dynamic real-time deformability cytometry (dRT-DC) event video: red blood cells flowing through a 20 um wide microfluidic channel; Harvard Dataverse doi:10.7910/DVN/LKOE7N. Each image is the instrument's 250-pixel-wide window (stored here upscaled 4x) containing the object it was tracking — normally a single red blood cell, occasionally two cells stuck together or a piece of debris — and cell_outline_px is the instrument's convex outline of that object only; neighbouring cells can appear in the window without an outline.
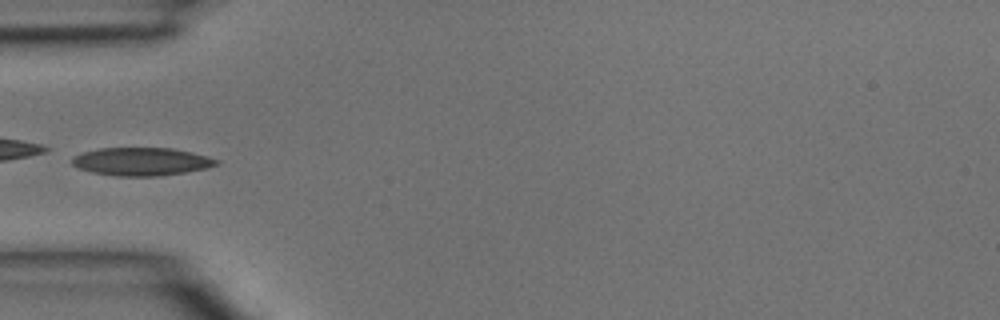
{"species": "common noctule bat (a hibernating species)", "species_latin": "Nyctalus noctula", "temperature_condition": "room temperature", "stored_images_in_passage": 3, "camera_frame_rate_fps": 3000, "um_per_image_px": 0.085, "animal": {"sex": "male", "body_mass_g": 15.6}, "frame": {"image": 1, "passage_image": 3, "time_ms": 0.667, "image_size_px": [1000, 320], "cell_outline_px": [[220, 164], [208, 168], [160, 176], [116, 176], [92, 172], [76, 168], [72, 164], [72, 156], [80, 152], [100, 148], [172, 148], [192, 152], [208, 156], [220, 160]], "centroid_in_image_um": [12.02, 13.73], "position_along_channel_um": 73.0, "area_um2": 23.87}}